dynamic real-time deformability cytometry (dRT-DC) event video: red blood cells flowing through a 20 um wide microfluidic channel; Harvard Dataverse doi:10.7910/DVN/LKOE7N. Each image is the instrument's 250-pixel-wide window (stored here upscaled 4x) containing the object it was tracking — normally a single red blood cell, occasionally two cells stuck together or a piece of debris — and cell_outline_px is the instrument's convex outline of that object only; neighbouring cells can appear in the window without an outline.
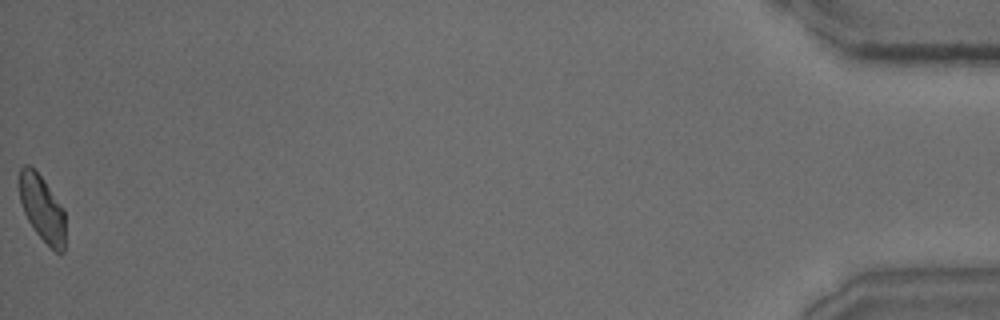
{"species": "common noctule bat (a hibernating species)", "species_latin": "Nyctalus noctula", "temperature_condition": "warm", "stored_images_in_passage": 30, "camera_frame_rate_fps": 3000, "um_per_image_px": 0.085, "animal": {"sex": "male", "body_mass_g": 15.6}, "frame": {"image": 1, "passage_image": 30, "time_ms": 9.667, "image_size_px": [1000, 320], "cell_outline_px": [[64, 252], [60, 256], [36, 232], [28, 220], [24, 212], [20, 200], [20, 168], [24, 164], [28, 164], [44, 180], [64, 208]], "centroid_in_image_um": [3.6, 17.73], "position_along_channel_um": 431.6, "area_um2": 17.46}}